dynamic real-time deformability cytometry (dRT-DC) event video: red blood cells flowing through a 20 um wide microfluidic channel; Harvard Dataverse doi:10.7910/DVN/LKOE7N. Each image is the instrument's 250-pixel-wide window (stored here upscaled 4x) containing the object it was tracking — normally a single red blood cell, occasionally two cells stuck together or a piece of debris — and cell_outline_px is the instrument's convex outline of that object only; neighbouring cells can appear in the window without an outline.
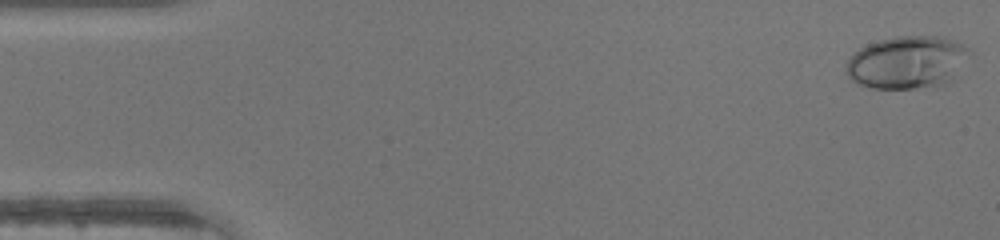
{"species": "human", "species_latin": "Homo sapiens", "temperature_condition": "warm", "stored_images_in_passage": 46, "camera_frame_rate_fps": 3000, "um_per_image_px": 0.085, "donor": {"sex": "male"}, "frame": {"image": 1, "passage_image": 1, "time_ms": 0.0, "image_size_px": [1000, 240], "cell_outline_px": [[972, 52], [956, 80], [948, 84], [936, 88], [868, 88], [856, 84], [844, 72], [844, 68], [848, 60], [860, 48], [868, 44], [880, 40], [896, 36], [940, 36], [964, 44]], "centroid_in_image_um": [77.18, 5.33], "position_along_channel_um": 7.8, "area_um2": 38.9}}
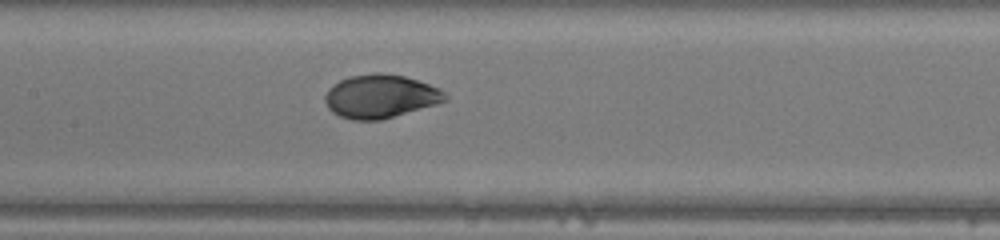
{"frame": {"image": 2, "passage_image": 22, "time_ms": 7.0, "image_size_px": [1000, 240], "cell_outline_px": [[448, 100], [436, 104], [380, 120], [352, 120], [340, 116], [332, 112], [328, 108], [324, 100], [324, 96], [328, 88], [340, 80], [348, 76], [376, 72], [384, 72], [404, 76], [440, 88], [448, 96]], "centroid_in_image_um": [32.31, 8.18], "position_along_channel_um": 175.1, "area_um2": 30.52}}
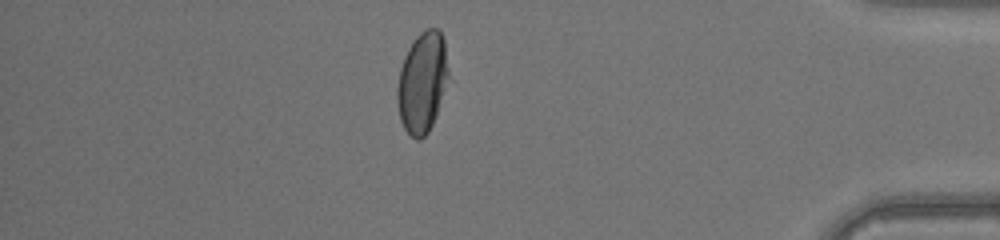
{"frame": {"image": 3, "passage_image": 40, "time_ms": 13.0, "image_size_px": [1000, 240], "cell_outline_px": [[452, 80], [436, 116], [428, 132], [420, 140], [416, 140], [404, 128], [400, 120], [396, 100], [396, 88], [400, 68], [404, 56], [412, 40], [420, 32], [428, 28], [440, 28], [444, 40]], "centroid_in_image_um": [35.94, 6.98], "position_along_channel_um": 399.3, "area_um2": 31.27}}